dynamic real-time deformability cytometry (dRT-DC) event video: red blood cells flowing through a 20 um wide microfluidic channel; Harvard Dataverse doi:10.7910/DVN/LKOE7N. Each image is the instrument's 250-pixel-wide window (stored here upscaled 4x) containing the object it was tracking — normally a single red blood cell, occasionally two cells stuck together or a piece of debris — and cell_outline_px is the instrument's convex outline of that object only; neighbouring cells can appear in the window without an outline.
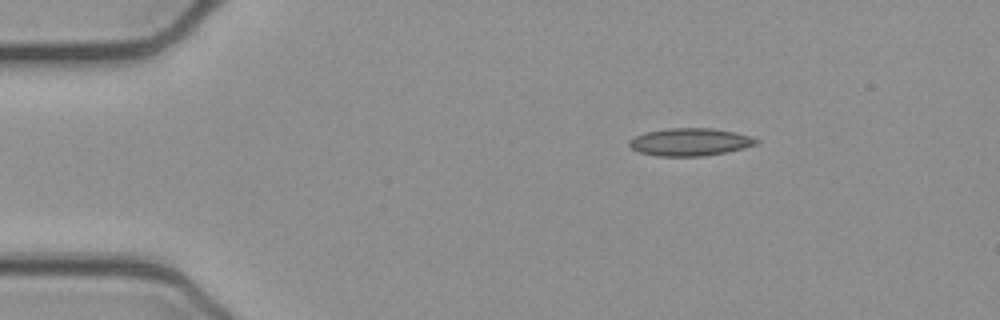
{"species": "common noctule bat (a hibernating species)", "species_latin": "Nyctalus noctula", "temperature_condition": "cold", "stored_images_in_passage": 45, "camera_frame_rate_fps": 3000, "um_per_image_px": 0.085, "animal": {"sex": "female", "body_mass_g": 21.9}, "frame": {"image": 1, "passage_image": 1, "time_ms": 0.0, "image_size_px": [1000, 320], "cell_outline_px": [[760, 144], [728, 152], [704, 156], [656, 156], [636, 152], [628, 144], [628, 140], [644, 132], [668, 128], [712, 128], [736, 132], [760, 140]], "centroid_in_image_um": [58.65, 12.07], "position_along_channel_um": 26.3, "area_um2": 20.75}}
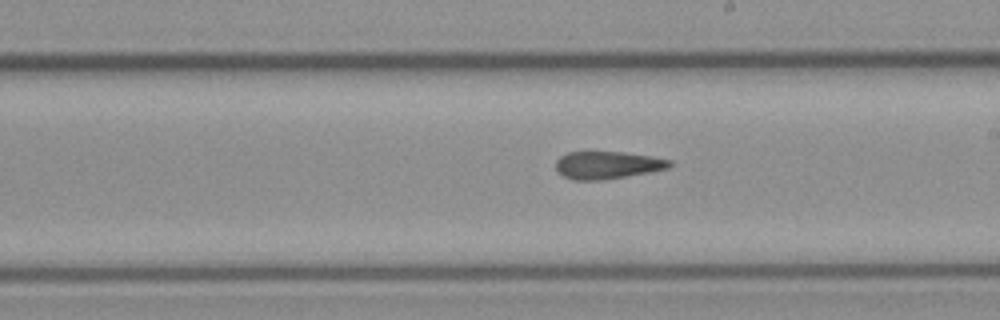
{"frame": {"image": 2, "passage_image": 22, "time_ms": 7.0, "image_size_px": [1000, 320], "cell_outline_px": [[672, 164], [668, 168], [648, 172], [600, 180], [572, 180], [556, 172], [556, 160], [560, 156], [568, 152], [624, 152], [652, 156], [672, 160]], "centroid_in_image_um": [51.6, 14.02], "position_along_channel_um": 237.4, "area_um2": 18.21}}
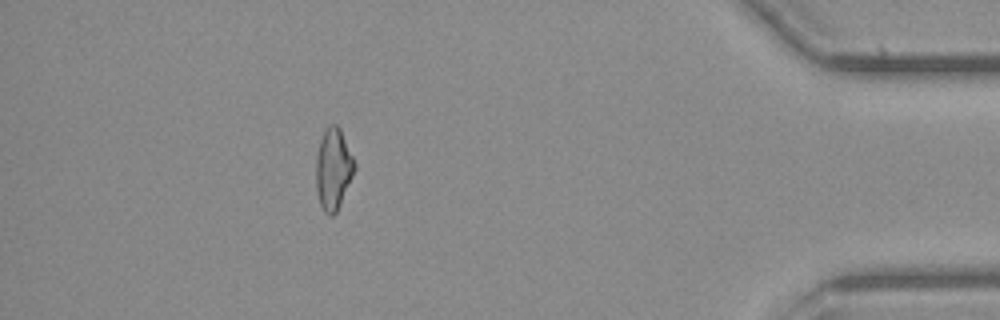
{"frame": {"image": 3, "passage_image": 39, "time_ms": 12.667, "image_size_px": [1000, 320], "cell_outline_px": [[356, 168], [340, 204], [336, 212], [332, 216], [328, 216], [324, 212], [320, 204], [316, 192], [316, 156], [320, 140], [324, 132], [332, 124], [336, 124], [340, 128], [356, 164]], "centroid_in_image_um": [28.32, 14.39], "position_along_channel_um": 406.9, "area_um2": 18.15}, "authors_computed_cell_mechanics": {"area_um2": 18.9584, "velocity_mm_per_s": 3.9213, "shape_relaxation_time_tau1_ms": null, "shape_relaxation_time_tau2_ms": 6.5291, "deformation_change_tau1": null, "deformation_change_tau2": 0.1752}}